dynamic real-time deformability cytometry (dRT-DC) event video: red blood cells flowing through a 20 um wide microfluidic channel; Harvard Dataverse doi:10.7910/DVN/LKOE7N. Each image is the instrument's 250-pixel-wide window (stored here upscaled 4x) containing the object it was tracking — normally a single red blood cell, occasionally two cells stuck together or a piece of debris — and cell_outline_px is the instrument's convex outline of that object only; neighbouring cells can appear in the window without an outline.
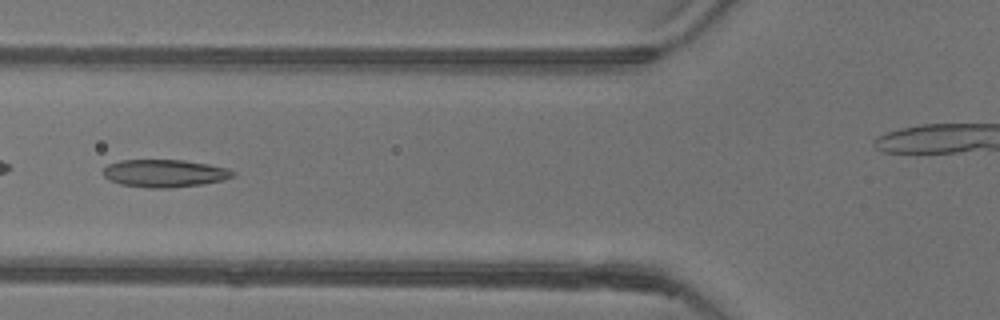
{"species": "common noctule bat (a hibernating species)", "species_latin": "Nyctalus noctula", "temperature_condition": "warm", "stored_images_in_passage": 8, "camera_frame_rate_fps": 3000, "um_per_image_px": 0.085, "animal": {"sex": "female"}, "frame": {"image": 1, "passage_image": 5, "time_ms": 1.333, "image_size_px": [1000, 320], "cell_outline_px": [[236, 176], [224, 180], [204, 184], [168, 188], [144, 188], [120, 184], [108, 180], [104, 176], [104, 168], [108, 164], [120, 160], [184, 160], [208, 164], [228, 168], [236, 172]], "centroid_in_image_um": [14.02, 14.74], "position_along_channel_um": 111.8, "area_um2": 21.15}}
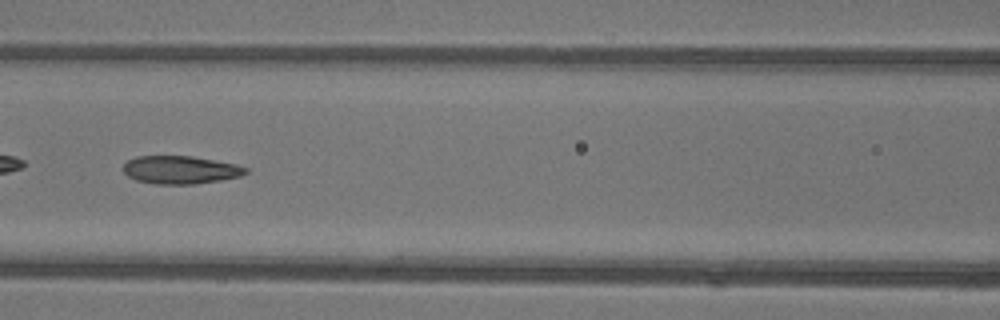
{"frame": {"image": 2, "passage_image": 8, "time_ms": 2.333, "image_size_px": [1000, 320], "cell_outline_px": [[248, 172], [240, 176], [220, 180], [196, 184], [156, 184], [136, 180], [128, 176], [124, 172], [124, 164], [128, 160], [136, 156], [192, 156], [236, 164], [248, 168]], "centroid_in_image_um": [15.34, 14.44], "position_along_channel_um": 151.3, "area_um2": 19.94}}